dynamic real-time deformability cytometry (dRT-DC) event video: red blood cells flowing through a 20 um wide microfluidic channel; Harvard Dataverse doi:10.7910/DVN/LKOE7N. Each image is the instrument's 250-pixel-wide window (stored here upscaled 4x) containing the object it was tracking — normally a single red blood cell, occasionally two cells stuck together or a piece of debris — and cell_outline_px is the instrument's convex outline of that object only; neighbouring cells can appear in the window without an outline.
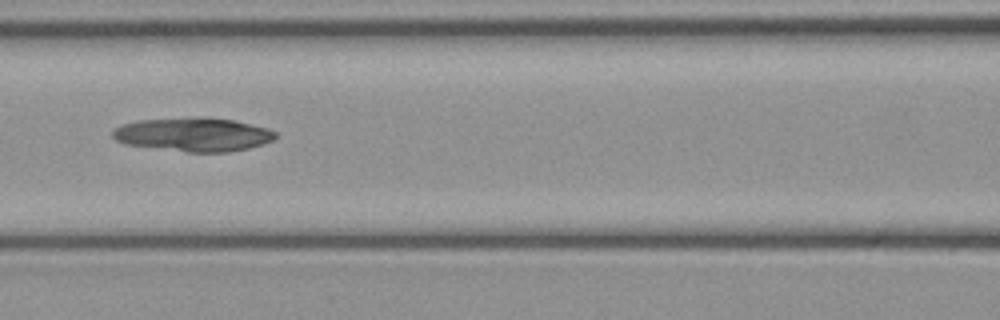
{"species": "common noctule bat (a hibernating species)", "species_latin": "Nyctalus noctula", "temperature_condition": "cold", "stored_images_in_passage": 32, "camera_frame_rate_fps": 3000, "um_per_image_px": 0.085, "animal": {"sex": "female", "body_mass_g": 21.9}, "frame": {"image": 1, "passage_image": 6, "time_ms": 1.667, "image_size_px": [1000, 320], "cell_outline_px": [[276, 136], [272, 140], [264, 144], [248, 148], [228, 152], [188, 152], [124, 144], [116, 140], [112, 136], [112, 132], [116, 128], [124, 124], [140, 120], [232, 120], [268, 128], [276, 132]], "centroid_in_image_um": [16.45, 11.49], "position_along_channel_um": 150.1, "area_um2": 30.63}}
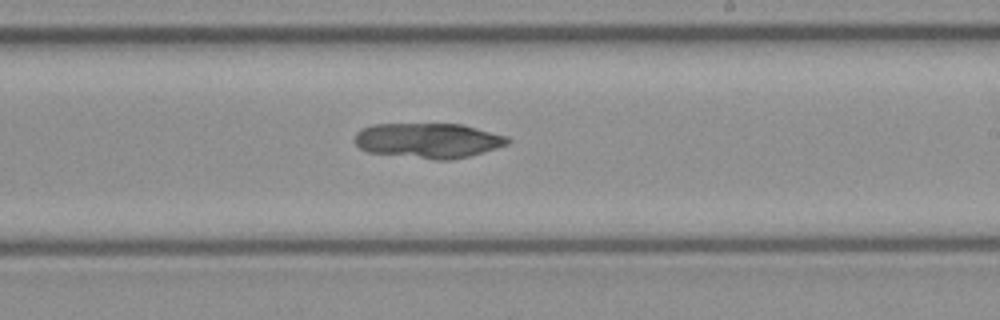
{"frame": {"image": 2, "passage_image": 13, "time_ms": 4.0, "image_size_px": [1000, 320], "cell_outline_px": [[512, 140], [508, 144], [484, 152], [452, 160], [436, 160], [368, 152], [360, 148], [352, 140], [356, 132], [360, 128], [372, 124], [464, 124], [508, 136]], "centroid_in_image_um": [36.4, 11.94], "position_along_channel_um": 252.6, "area_um2": 31.62}}
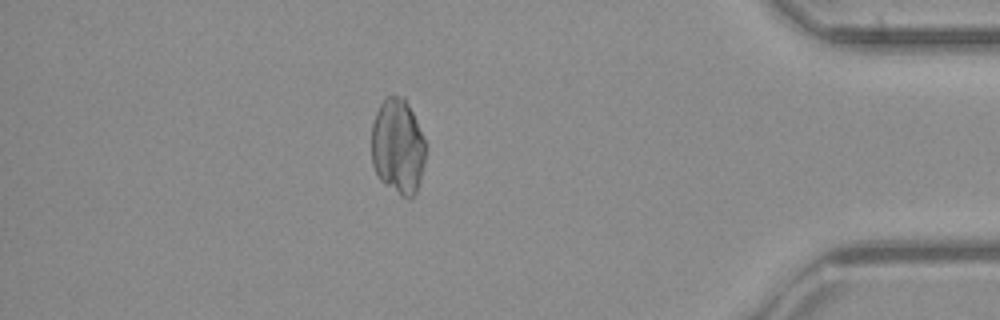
{"frame": {"image": 3, "passage_image": 26, "time_ms": 8.333, "image_size_px": [1000, 320], "cell_outline_px": [[424, 164], [420, 180], [416, 192], [408, 200], [384, 184], [380, 180], [372, 164], [372, 124], [376, 112], [380, 104], [388, 96], [404, 96], [416, 120], [424, 140]], "centroid_in_image_um": [33.8, 12.46], "position_along_channel_um": 401.4, "area_um2": 29.88}}